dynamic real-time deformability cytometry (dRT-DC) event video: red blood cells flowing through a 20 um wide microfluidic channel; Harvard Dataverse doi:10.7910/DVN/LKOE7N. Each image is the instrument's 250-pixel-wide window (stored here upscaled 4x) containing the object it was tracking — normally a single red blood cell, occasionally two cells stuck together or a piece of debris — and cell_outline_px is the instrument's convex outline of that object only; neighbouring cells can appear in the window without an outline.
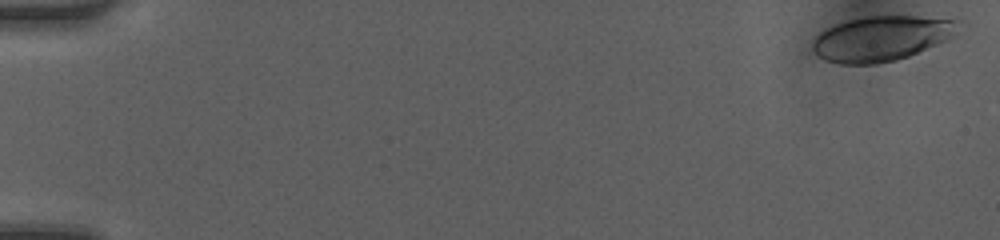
{"species": "human", "species_latin": "Homo sapiens", "temperature_condition": "room temperature", "stored_images_in_passage": 22, "camera_frame_rate_fps": 3000, "um_per_image_px": 0.085, "donor": {"sex": "female"}, "frame": {"image": 1, "passage_image": 1, "time_ms": 0.0, "image_size_px": [1000, 240], "cell_outline_px": [[968, 24], [948, 40], [908, 56], [896, 60], [876, 64], [840, 64], [824, 60], [812, 48], [812, 40], [820, 32], [836, 24], [848, 20], [864, 16], [916, 16], [964, 20]], "centroid_in_image_um": [75.03, 3.25], "position_along_channel_um": 10.0, "area_um2": 38.78}}
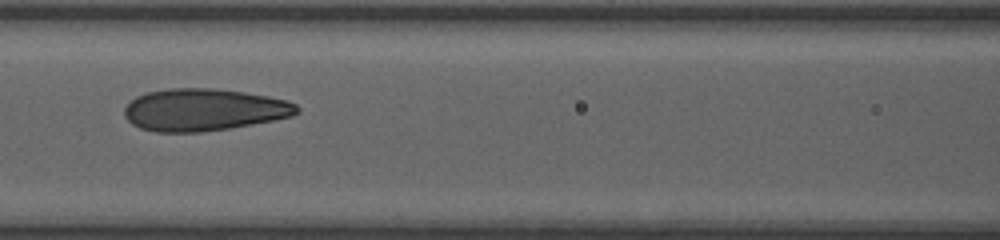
{"frame": {"image": 2, "passage_image": 19, "time_ms": 6.0, "image_size_px": [1000, 240], "cell_outline_px": [[300, 112], [292, 116], [252, 124], [228, 128], [200, 132], [156, 132], [140, 128], [132, 124], [124, 116], [124, 108], [136, 96], [148, 92], [168, 88], [216, 88], [244, 92], [268, 96], [288, 100], [296, 104], [300, 108]], "centroid_in_image_um": [17.33, 9.32], "position_along_channel_um": 149.3, "area_um2": 42.48}}
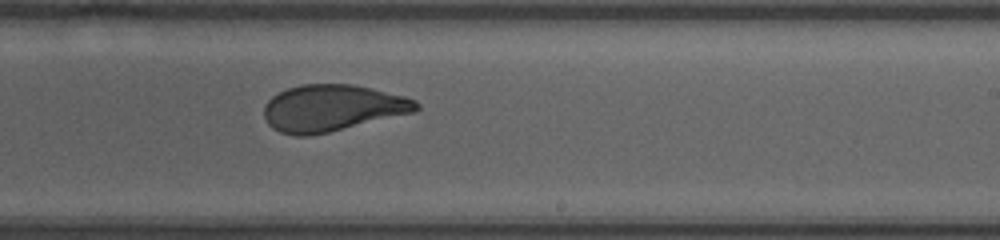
{"frame": {"image": 3, "passage_image": 22, "time_ms": 7.0, "image_size_px": [1000, 240], "cell_outline_px": [[420, 108], [416, 112], [328, 132], [308, 136], [292, 136], [280, 132], [272, 128], [268, 124], [264, 116], [264, 104], [272, 96], [288, 88], [300, 84], [352, 84], [404, 96], [416, 100], [420, 104]], "centroid_in_image_um": [28.23, 9.19], "position_along_channel_um": 260.8, "area_um2": 41.38}}